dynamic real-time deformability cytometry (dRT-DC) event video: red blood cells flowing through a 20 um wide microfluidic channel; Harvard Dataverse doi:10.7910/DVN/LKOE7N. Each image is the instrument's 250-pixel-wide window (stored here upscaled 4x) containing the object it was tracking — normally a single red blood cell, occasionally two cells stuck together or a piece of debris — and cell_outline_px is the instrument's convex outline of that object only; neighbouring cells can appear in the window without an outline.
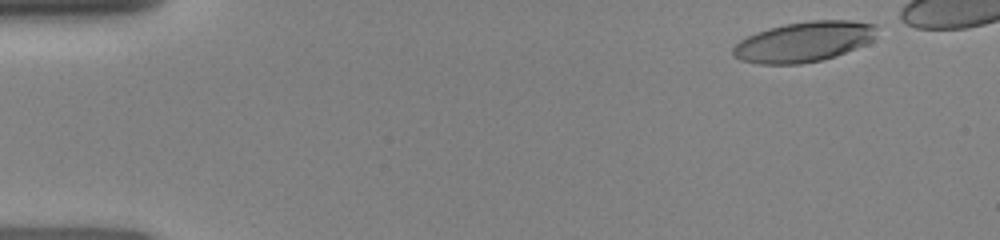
{"species": "human", "species_latin": "Homo sapiens", "temperature_condition": "room temperature", "stored_images_in_passage": 6, "camera_frame_rate_fps": 3000, "um_per_image_px": 0.085, "donor": {"sex": "female"}, "frame": {"image": 1, "passage_image": 1, "time_ms": 0.0, "image_size_px": [1000, 240], "cell_outline_px": [[876, 24], [872, 40], [856, 48], [836, 56], [820, 60], [800, 64], [760, 64], [740, 60], [732, 56], [732, 48], [740, 40], [756, 32], [768, 28], [784, 24], [812, 20], [852, 20]], "centroid_in_image_um": [68.29, 3.55], "position_along_channel_um": 16.7, "area_um2": 33.64}}